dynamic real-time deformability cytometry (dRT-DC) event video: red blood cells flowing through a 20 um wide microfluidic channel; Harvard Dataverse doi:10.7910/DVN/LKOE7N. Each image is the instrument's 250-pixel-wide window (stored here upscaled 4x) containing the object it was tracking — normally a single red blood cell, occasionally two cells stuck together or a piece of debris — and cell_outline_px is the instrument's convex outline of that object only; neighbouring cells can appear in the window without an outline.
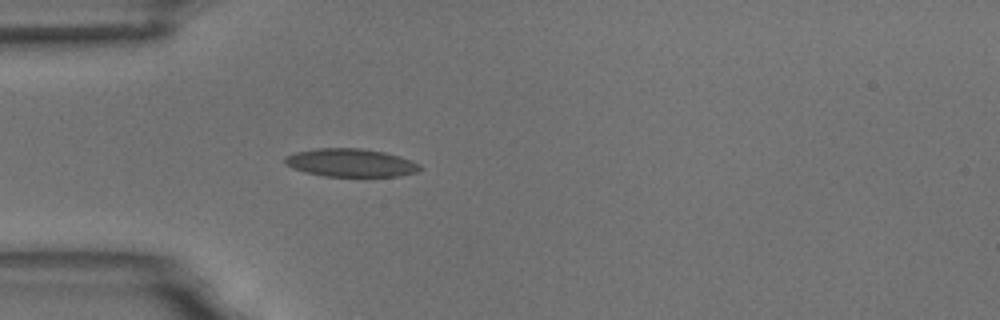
{"species": "common noctule bat (a hibernating species)", "species_latin": "Nyctalus noctula", "temperature_condition": "room temperature", "stored_images_in_passage": 4, "camera_frame_rate_fps": 3000, "um_per_image_px": 0.085, "animal": {"sex": "male", "body_mass_g": 18.8}, "frame": {"image": 1, "passage_image": 4, "time_ms": 3.333, "image_size_px": [1000, 320], "cell_outline_px": [[420, 168], [416, 172], [400, 176], [324, 176], [304, 172], [292, 168], [284, 164], [284, 156], [296, 152], [316, 148], [360, 148], [384, 152], [400, 156], [412, 160], [420, 164]], "centroid_in_image_um": [29.78, 13.83], "position_along_channel_um": 55.2, "area_um2": 22.2}}